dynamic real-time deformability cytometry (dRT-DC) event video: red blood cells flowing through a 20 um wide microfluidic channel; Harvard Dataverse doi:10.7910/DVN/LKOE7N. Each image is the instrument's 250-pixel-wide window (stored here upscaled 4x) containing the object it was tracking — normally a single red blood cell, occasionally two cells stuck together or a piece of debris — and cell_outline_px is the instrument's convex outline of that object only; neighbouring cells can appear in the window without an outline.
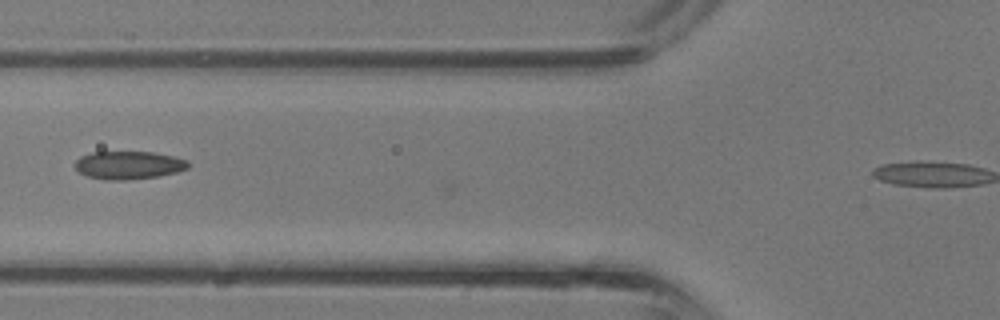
{"species": "common noctule bat (a hibernating species)", "species_latin": "Nyctalus noctula", "temperature_condition": "room temperature", "stored_images_in_passage": 23, "camera_frame_rate_fps": 3000, "um_per_image_px": 0.085, "animal": {"sex": "male", "body_mass_g": 13.3}, "frame": {"image": 1, "passage_image": 5, "time_ms": 1.333, "image_size_px": [1000, 320], "cell_outline_px": [[188, 168], [176, 172], [160, 176], [128, 180], [104, 180], [88, 176], [80, 172], [76, 168], [76, 160], [80, 156], [92, 152], [152, 152], [172, 156], [188, 160]], "centroid_in_image_um": [10.94, 14.04], "position_along_channel_um": 114.9, "area_um2": 18.44}}
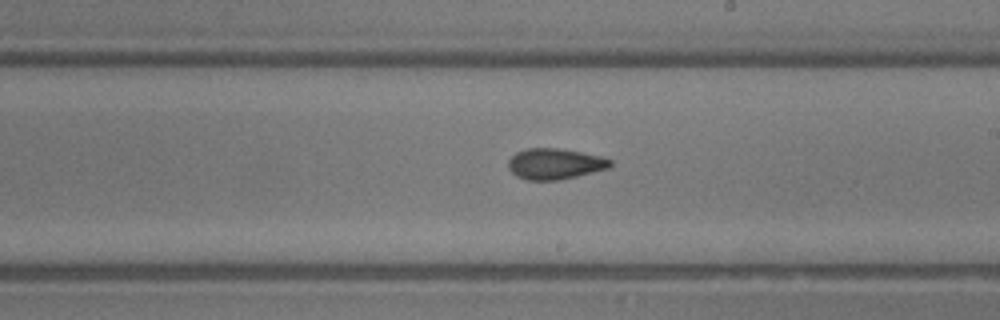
{"frame": {"image": 2, "passage_image": 12, "time_ms": 3.667, "image_size_px": [1000, 320], "cell_outline_px": [[612, 164], [608, 168], [560, 180], [528, 180], [516, 176], [508, 168], [508, 160], [516, 152], [528, 148], [556, 148], [580, 152], [600, 156], [612, 160]], "centroid_in_image_um": [47.14, 13.93], "position_along_channel_um": 241.9, "area_um2": 18.21}}
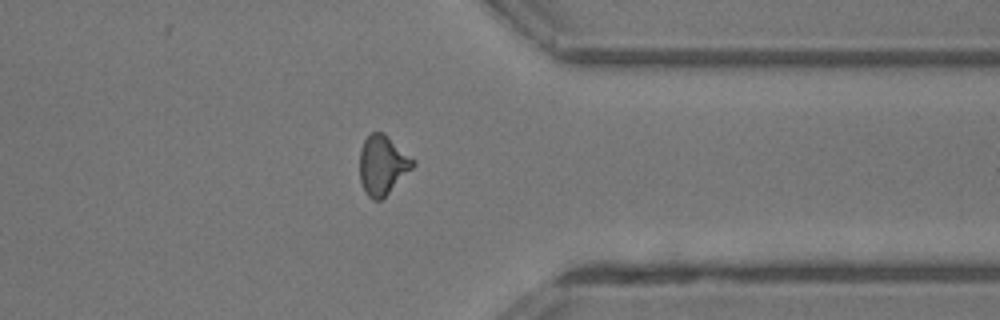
{"frame": {"image": 3, "passage_image": 20, "time_ms": 6.333, "image_size_px": [1000, 320], "cell_outline_px": [[416, 164], [380, 200], [372, 200], [364, 192], [360, 180], [360, 148], [364, 140], [372, 132], [384, 132], [416, 160]], "centroid_in_image_um": [32.51, 14.0], "position_along_channel_um": 378.9, "area_um2": 18.38}}